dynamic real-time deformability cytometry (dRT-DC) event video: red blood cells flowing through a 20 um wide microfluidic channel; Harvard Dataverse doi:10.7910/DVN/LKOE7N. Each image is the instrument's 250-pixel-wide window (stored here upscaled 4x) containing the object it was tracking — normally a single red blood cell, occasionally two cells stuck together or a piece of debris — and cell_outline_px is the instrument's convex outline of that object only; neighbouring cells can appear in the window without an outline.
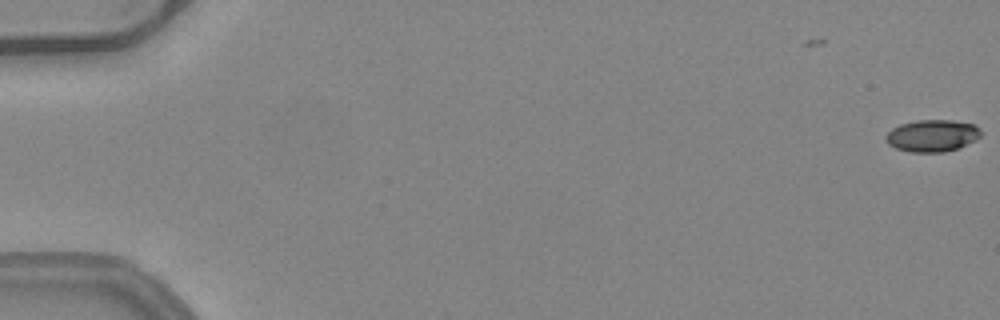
{"species": "common noctule bat (a hibernating species)", "species_latin": "Nyctalus noctula", "temperature_condition": "warm", "stored_images_in_passage": 53, "camera_frame_rate_fps": 3000, "um_per_image_px": 0.085, "animal": {"sex": "female", "body_mass_g": 24.6, "forearm_length_mm": 56.2}, "frame": {"image": 1, "passage_image": 1, "time_ms": 0.0, "image_size_px": [1000, 320], "cell_outline_px": [[980, 136], [976, 140], [956, 148], [944, 152], [908, 152], [896, 148], [888, 144], [884, 140], [884, 136], [892, 128], [900, 124], [916, 120], [952, 120], [976, 124], [980, 128]], "centroid_in_image_um": [79.21, 11.52], "position_along_channel_um": 5.8, "area_um2": 17.86}}
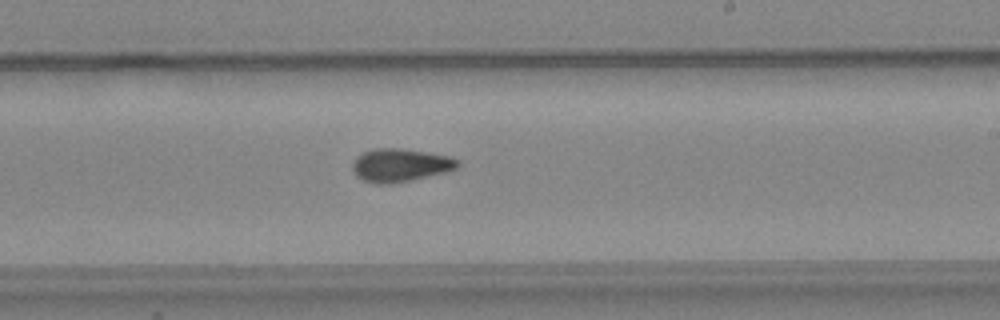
{"frame": {"image": 2, "passage_image": 33, "time_ms": 10.667, "image_size_px": [1000, 320], "cell_outline_px": [[460, 164], [456, 168], [444, 172], [412, 180], [392, 184], [376, 184], [364, 180], [356, 176], [352, 168], [352, 164], [356, 156], [372, 148], [400, 148], [448, 156], [460, 160]], "centroid_in_image_um": [33.99, 14.04], "position_along_channel_um": 255.0, "area_um2": 20.29}}
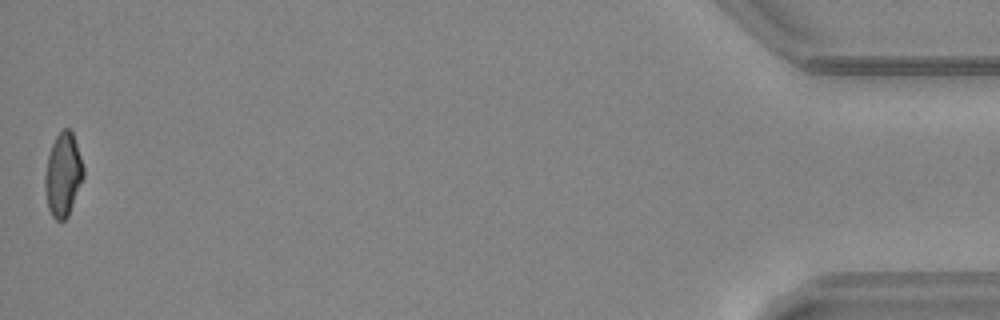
{"frame": {"image": 3, "passage_image": 53, "time_ms": 17.333, "image_size_px": [1000, 320], "cell_outline_px": [[84, 176], [68, 216], [64, 220], [56, 220], [52, 216], [48, 208], [44, 188], [44, 176], [48, 156], [52, 144], [56, 136], [64, 128], [68, 128], [72, 132], [84, 168]], "centroid_in_image_um": [5.35, 14.87], "position_along_channel_um": 429.9, "area_um2": 18.55}, "authors_computed_cell_mechanics": {"area_um2": 19.4208, "velocity_mm_per_s": 4.0259, "shape_relaxation_time_tau1_ms": 9.8339, "shape_relaxation_time_tau2_ms": 3.0881, "deformation_change_tau1": 0.2336, "deformation_change_tau2": 0.084}}